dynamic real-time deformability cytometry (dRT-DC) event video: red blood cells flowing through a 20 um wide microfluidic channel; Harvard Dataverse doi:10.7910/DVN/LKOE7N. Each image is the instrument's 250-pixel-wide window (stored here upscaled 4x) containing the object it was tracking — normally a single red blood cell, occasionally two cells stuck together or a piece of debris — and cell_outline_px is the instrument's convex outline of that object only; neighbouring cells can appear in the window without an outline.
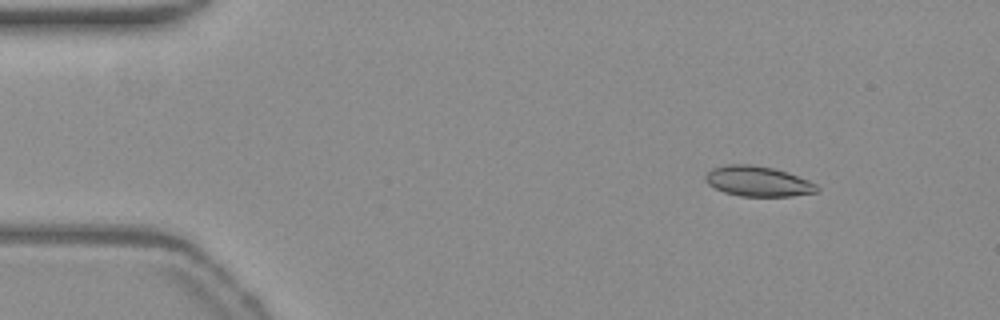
{"species": "common noctule bat (a hibernating species)", "species_latin": "Nyctalus noctula", "temperature_condition": "warm", "stored_images_in_passage": 48, "camera_frame_rate_fps": 3000, "um_per_image_px": 0.085, "animal": {"sex": "female", "body_mass_g": 19.3, "forearm_length_mm": 54.1}, "frame": {"image": 1, "passage_image": 1, "time_ms": 0.0, "image_size_px": [1000, 320], "cell_outline_px": [[820, 192], [792, 196], [740, 196], [724, 192], [708, 184], [704, 180], [704, 176], [712, 168], [724, 164], [752, 164], [772, 168], [788, 172], [808, 180], [816, 184], [820, 188]], "centroid_in_image_um": [64.43, 15.41], "position_along_channel_um": 20.6, "area_um2": 19.83}}
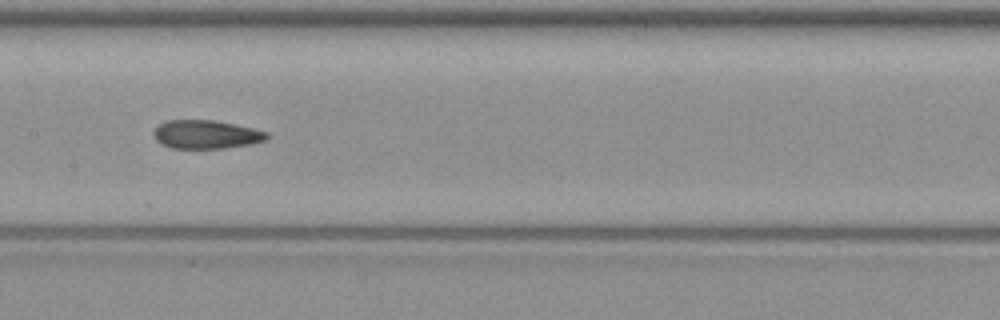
{"frame": {"image": 2, "passage_image": 21, "time_ms": 6.667, "image_size_px": [1000, 320], "cell_outline_px": [[268, 136], [264, 140], [252, 144], [224, 148], [172, 148], [156, 140], [152, 132], [164, 120], [212, 120], [252, 128], [268, 132]], "centroid_in_image_um": [17.5, 11.42], "position_along_channel_um": 189.9, "area_um2": 18.61}}
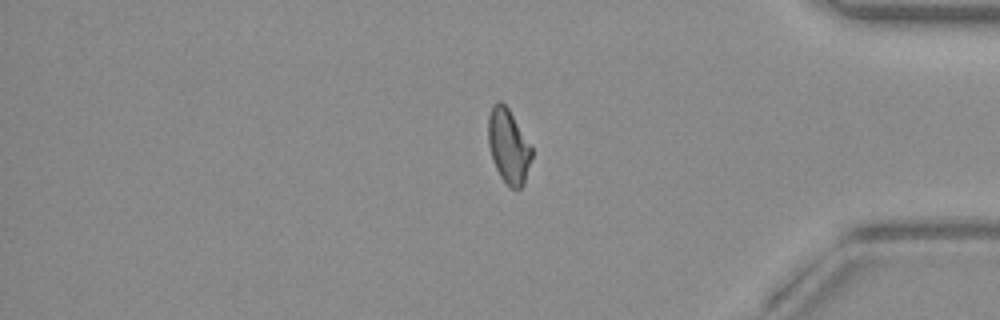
{"frame": {"image": 3, "passage_image": 39, "time_ms": 12.667, "image_size_px": [1000, 320], "cell_outline_px": [[532, 156], [524, 184], [520, 188], [508, 188], [500, 176], [492, 160], [488, 144], [488, 116], [492, 104], [496, 100], [500, 100], [508, 108], [532, 148]], "centroid_in_image_um": [43.19, 12.42], "position_along_channel_um": 392.0, "area_um2": 18.9}, "authors_computed_cell_mechanics": {"area_um2": 19.2474, "velocity_mm_per_s": 3.8193, "shape_relaxation_time_tau1_ms": null, "shape_relaxation_time_tau2_ms": 1.892, "deformation_change_tau1": null, "deformation_change_tau2": 0.0879}}